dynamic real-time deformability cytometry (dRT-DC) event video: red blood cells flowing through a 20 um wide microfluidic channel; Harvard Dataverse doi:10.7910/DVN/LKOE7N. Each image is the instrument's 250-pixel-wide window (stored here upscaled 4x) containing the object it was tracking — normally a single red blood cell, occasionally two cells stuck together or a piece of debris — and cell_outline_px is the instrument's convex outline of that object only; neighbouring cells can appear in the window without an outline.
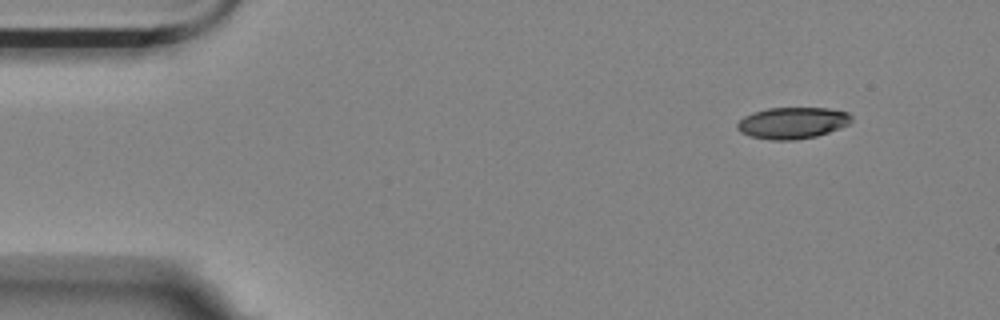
{"species": "Egyptian fruit bat (a non-hibernating species)", "species_latin": "Rousettus aegyptiacus", "temperature_condition": "room temperature", "stored_images_in_passage": 51, "camera_frame_rate_fps": 3000, "um_per_image_px": 0.085, "animal": {"sex": "female"}, "frame": {"image": 1, "passage_image": 1, "time_ms": 0.0, "image_size_px": [1000, 320], "cell_outline_px": [[852, 120], [848, 124], [840, 128], [816, 136], [796, 140], [772, 140], [748, 136], [740, 132], [736, 128], [736, 124], [744, 116], [752, 112], [768, 108], [828, 108], [848, 112], [852, 116]], "centroid_in_image_um": [67.34, 10.45], "position_along_channel_um": 17.7, "area_um2": 21.1}}
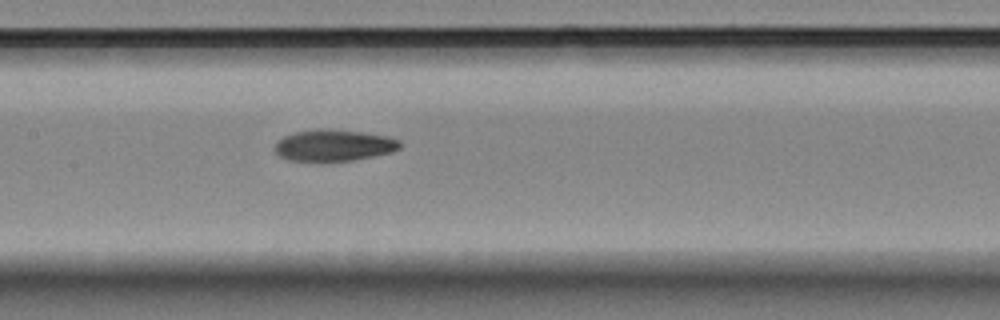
{"frame": {"image": 2, "passage_image": 22, "time_ms": 7.0, "image_size_px": [1000, 320], "cell_outline_px": [[400, 148], [392, 152], [352, 160], [288, 160], [280, 156], [276, 152], [276, 140], [284, 136], [296, 132], [316, 128], [328, 128], [360, 132], [388, 136], [400, 140]], "centroid_in_image_um": [28.38, 12.33], "position_along_channel_um": 179.0, "area_um2": 22.72}}
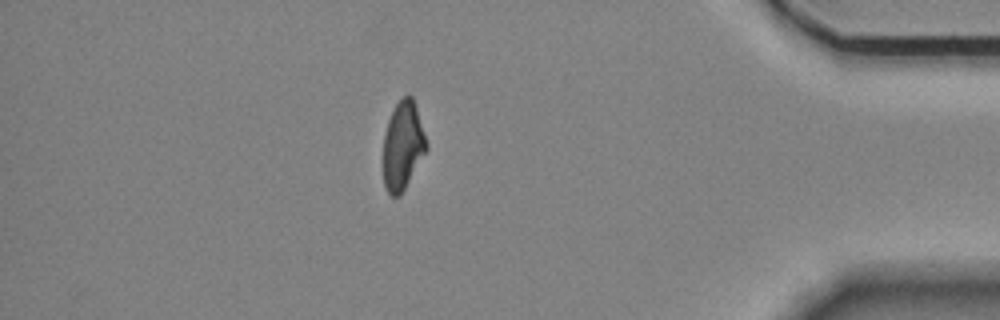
{"frame": {"image": 3, "passage_image": 44, "time_ms": 14.333, "image_size_px": [1000, 320], "cell_outline_px": [[428, 148], [400, 196], [392, 196], [388, 192], [384, 184], [384, 136], [388, 120], [396, 104], [408, 92], [412, 96], [428, 144]], "centroid_in_image_um": [34.25, 12.37], "position_along_channel_um": 401.0, "area_um2": 21.91}, "authors_computed_cell_mechanics": {"area_um2": 23.1778, "velocity_mm_per_s": 3.5604, "shape_relaxation_time_tau1_ms": 6.2332, "shape_relaxation_time_tau2_ms": 5.0736, "deformation_change_tau1": 0.1664, "deformation_change_tau2": 0.1175}}